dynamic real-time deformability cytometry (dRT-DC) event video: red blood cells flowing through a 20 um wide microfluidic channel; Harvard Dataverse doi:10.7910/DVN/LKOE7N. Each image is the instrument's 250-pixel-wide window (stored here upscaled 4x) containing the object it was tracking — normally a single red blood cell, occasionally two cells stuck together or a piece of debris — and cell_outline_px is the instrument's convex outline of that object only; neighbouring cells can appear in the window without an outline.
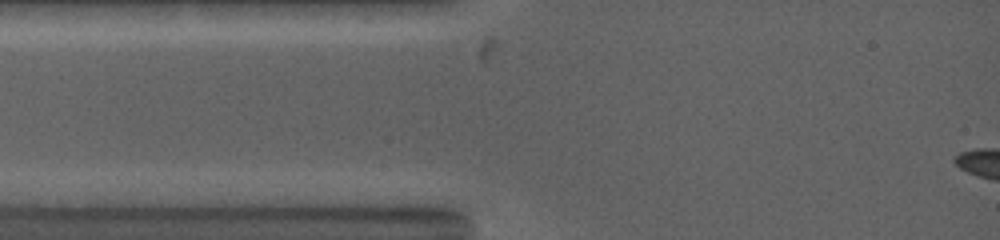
{"species": "common noctule bat (a hibernating species)", "species_latin": "Nyctalus noctula", "temperature_condition": "warm", "stored_images_in_passage": 4, "camera_frame_rate_fps": 5000, "um_per_image_px": 0.085, "animal": {"sex": "female", "body_mass_g": 19.0, "forearm_length_mm": 53.3}, "frame": {"image": 1, "passage_image": 3, "time_ms": 0.6, "image_size_px": [1000, 240], "cell_outline_px": [[440, 168], [336, 168], [304, 164], [296, 160], [300, 156], [352, 156], [432, 160]], "centroid_in_image_um": [31.09, 13.8], "position_along_channel_um": 53.9, "area_um2": 10.0}}